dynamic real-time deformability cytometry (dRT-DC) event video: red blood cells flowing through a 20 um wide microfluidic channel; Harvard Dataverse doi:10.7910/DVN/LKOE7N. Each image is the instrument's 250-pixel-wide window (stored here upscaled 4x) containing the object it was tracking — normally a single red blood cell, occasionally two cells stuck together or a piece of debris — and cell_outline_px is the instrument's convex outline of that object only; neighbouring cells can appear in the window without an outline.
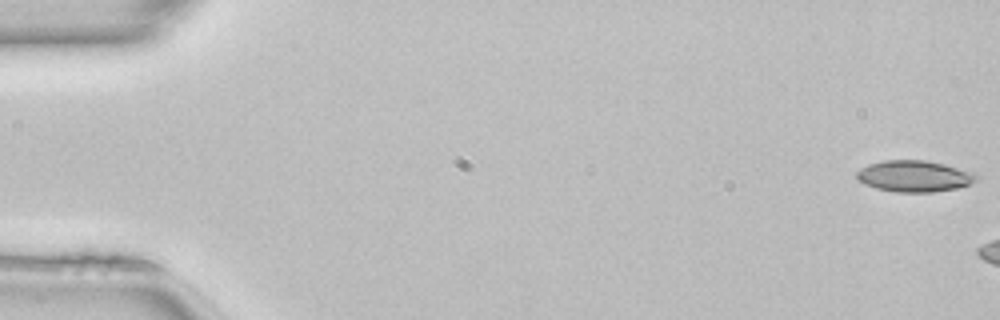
{"species": "common noctule bat (a hibernating species)", "species_latin": "Nyctalus noctula", "temperature_condition": "room temperature", "stored_images_in_passage": 6, "camera_frame_rate_fps": 3000, "um_per_image_px": 0.085, "animal": {"sex": "female", "body_mass_g": 22.7, "forearm_length_mm": 54.2}, "frame": {"image": 1, "passage_image": 1, "time_ms": 0.0, "image_size_px": [1000, 320], "cell_outline_px": [[980, 176], [976, 180], [968, 184], [956, 188], [932, 192], [896, 192], [876, 188], [864, 184], [856, 180], [856, 172], [860, 168], [868, 164], [884, 160], [924, 160], [944, 164], [976, 172]], "centroid_in_image_um": [77.7, 14.97], "position_along_channel_um": 7.3, "area_um2": 22.02}}